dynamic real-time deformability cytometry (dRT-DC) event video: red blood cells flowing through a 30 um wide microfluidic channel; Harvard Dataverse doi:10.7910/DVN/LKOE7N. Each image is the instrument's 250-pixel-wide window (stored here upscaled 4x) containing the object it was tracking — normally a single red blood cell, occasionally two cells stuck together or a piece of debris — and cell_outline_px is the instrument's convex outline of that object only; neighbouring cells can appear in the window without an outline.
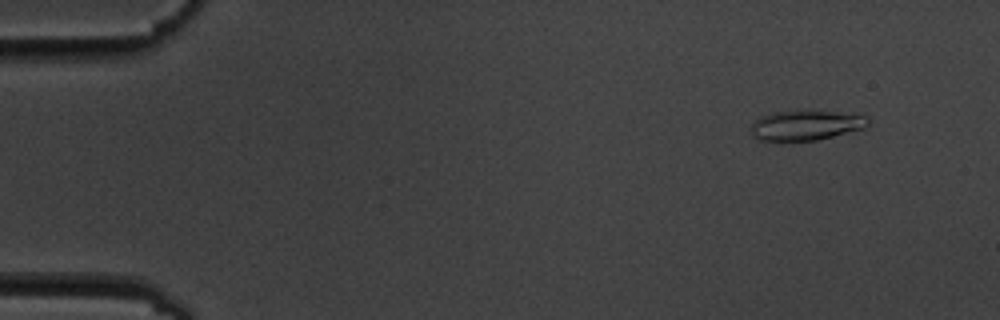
{"species": "common noctule bat (a hibernating species)", "species_latin": "Nyctalus noctula", "temperature_condition": "cold", "stored_images_in_passage": 9, "camera_frame_rate_fps": 3000, "um_per_image_px": 0.085, "animal": {"sex": "male", "body_mass_g": 19.5, "forearm_length_mm": 54.6}, "frame": {"image": 1, "passage_image": 1, "time_ms": 0.0, "image_size_px": [1000, 320], "cell_outline_px": [[872, 120], [864, 128], [816, 140], [756, 140], [752, 136], [752, 124], [760, 116], [772, 112], [804, 108], [868, 116]], "centroid_in_image_um": [68.5, 10.6], "position_along_channel_um": 16.5, "area_um2": 20.87}}
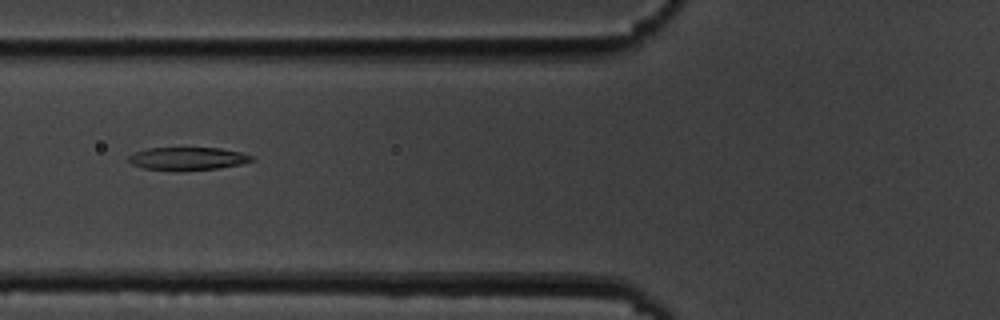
{"frame": {"image": 2, "passage_image": 6, "time_ms": 5.667, "image_size_px": [1000, 320], "cell_outline_px": [[256, 160], [240, 164], [216, 168], [184, 172], [172, 172], [144, 168], [132, 164], [128, 160], [128, 156], [136, 152], [148, 148], [220, 148], [240, 152], [252, 156]], "centroid_in_image_um": [15.93, 13.51], "position_along_channel_um": 109.9, "area_um2": 16.7}}
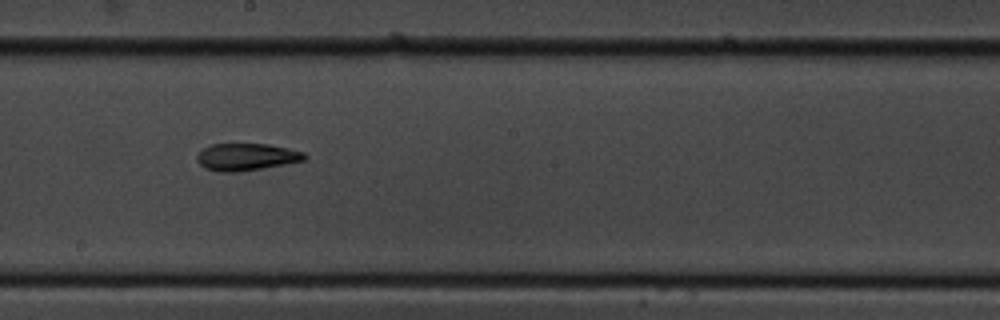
{"frame": {"image": 3, "passage_image": 9, "time_ms": 9.0, "image_size_px": [1000, 320], "cell_outline_px": [[308, 156], [304, 160], [284, 164], [240, 172], [220, 172], [204, 168], [196, 160], [196, 156], [204, 148], [212, 144], [268, 144], [288, 148], [304, 152]], "centroid_in_image_um": [20.93, 13.34], "position_along_channel_um": 227.3, "area_um2": 16.99}}